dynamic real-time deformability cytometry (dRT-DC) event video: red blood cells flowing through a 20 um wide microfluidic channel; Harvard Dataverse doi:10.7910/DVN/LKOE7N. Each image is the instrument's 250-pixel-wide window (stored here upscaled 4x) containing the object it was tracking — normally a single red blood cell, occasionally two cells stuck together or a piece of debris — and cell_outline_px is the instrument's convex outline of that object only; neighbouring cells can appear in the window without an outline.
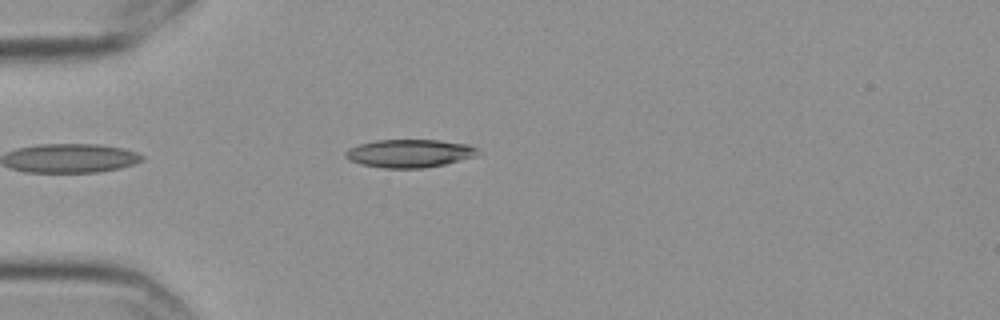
{"species": "Egyptian fruit bat (a non-hibernating species)", "species_latin": "Rousettus aegyptiacus", "temperature_condition": "cold", "stored_images_in_passage": 5, "camera_frame_rate_fps": 3000, "um_per_image_px": 0.085, "frame": {"image": 1, "passage_image": 5, "time_ms": 1.333, "image_size_px": [1000, 320], "cell_outline_px": [[480, 152], [476, 156], [444, 164], [424, 168], [384, 168], [360, 164], [344, 156], [344, 152], [348, 148], [360, 144], [376, 140], [440, 140], [468, 144], [476, 148]], "centroid_in_image_um": [34.81, 13.03], "position_along_channel_um": 50.2, "area_um2": 21.62}}